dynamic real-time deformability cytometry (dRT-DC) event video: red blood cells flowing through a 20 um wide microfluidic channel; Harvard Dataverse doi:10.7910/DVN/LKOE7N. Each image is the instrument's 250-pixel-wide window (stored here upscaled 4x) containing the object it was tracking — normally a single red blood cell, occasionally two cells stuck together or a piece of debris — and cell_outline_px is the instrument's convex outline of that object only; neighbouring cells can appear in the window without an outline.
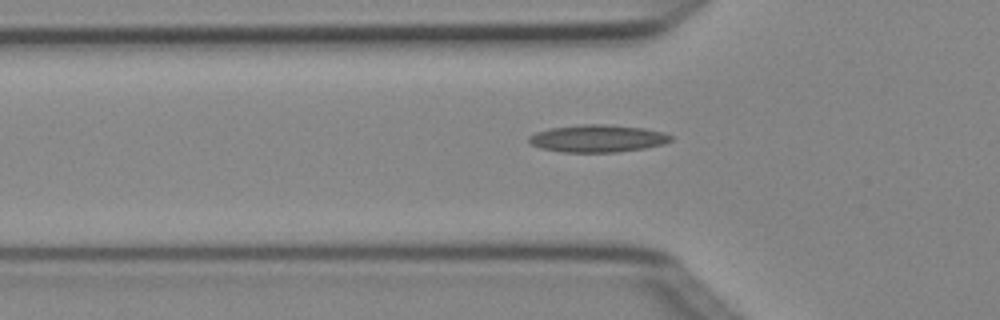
{"species": "Egyptian fruit bat (a non-hibernating species)", "species_latin": "Rousettus aegyptiacus", "temperature_condition": "cold", "stored_images_in_passage": 6, "segment_of_instrument_passage": [2, 2], "camera_frame_rate_fps": 3000, "um_per_image_px": 0.085, "animal": {"sex": "female"}, "frame": {"image": 1, "passage_image": 6, "time_ms": 1.667, "image_size_px": [1000, 320], "cell_outline_px": [[672, 140], [664, 144], [644, 148], [616, 152], [560, 152], [540, 148], [532, 144], [528, 140], [528, 136], [536, 132], [548, 128], [580, 124], [604, 124], [644, 128], [664, 132], [672, 136]], "centroid_in_image_um": [50.78, 11.76], "position_along_channel_um": 75.0, "area_um2": 22.77}}